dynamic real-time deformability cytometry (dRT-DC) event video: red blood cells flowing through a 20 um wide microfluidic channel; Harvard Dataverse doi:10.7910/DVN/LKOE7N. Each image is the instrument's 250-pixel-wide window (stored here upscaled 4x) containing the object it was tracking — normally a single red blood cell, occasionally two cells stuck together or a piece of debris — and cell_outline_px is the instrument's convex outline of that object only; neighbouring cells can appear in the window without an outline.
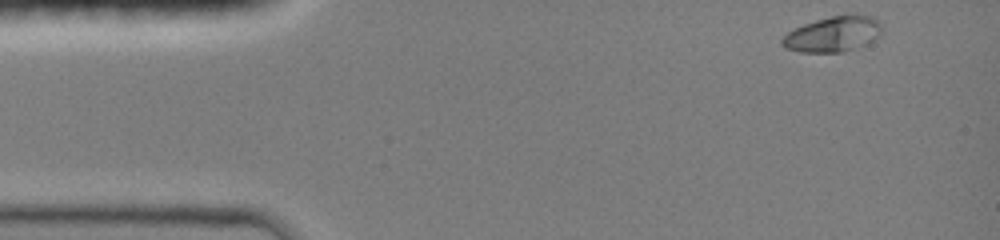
{"species": "common noctule bat (a hibernating species)", "species_latin": "Nyctalus noctula", "temperature_condition": "room temperature", "stored_images_in_passage": 5, "camera_frame_rate_fps": 3000, "um_per_image_px": 0.085, "animal": {"sex": "female", "body_mass_g": 19.0, "forearm_length_mm": 51.5}, "frame": {"image": 1, "passage_image": 1, "time_ms": 0.0, "image_size_px": [1000, 240], "cell_outline_px": [[884, 28], [872, 40], [856, 48], [844, 52], [800, 52], [784, 48], [780, 44], [780, 40], [788, 32], [804, 24], [816, 20], [832, 16], [852, 12], [856, 12], [872, 16], [880, 20]], "centroid_in_image_um": [70.84, 2.87], "position_along_channel_um": 14.2, "area_um2": 20.98}}
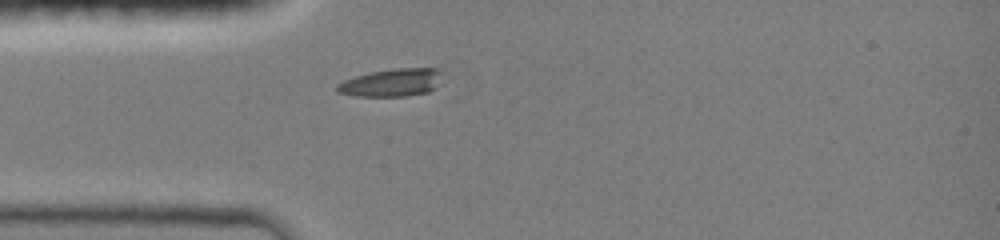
{"frame": {"image": 2, "passage_image": 5, "time_ms": 3.0, "image_size_px": [1000, 240], "cell_outline_px": [[444, 72], [432, 88], [428, 92], [404, 96], [356, 96], [336, 92], [336, 84], [344, 80], [368, 72], [392, 68], [440, 68]], "centroid_in_image_um": [33.25, 7.0], "position_along_channel_um": 51.7, "area_um2": 17.05}}